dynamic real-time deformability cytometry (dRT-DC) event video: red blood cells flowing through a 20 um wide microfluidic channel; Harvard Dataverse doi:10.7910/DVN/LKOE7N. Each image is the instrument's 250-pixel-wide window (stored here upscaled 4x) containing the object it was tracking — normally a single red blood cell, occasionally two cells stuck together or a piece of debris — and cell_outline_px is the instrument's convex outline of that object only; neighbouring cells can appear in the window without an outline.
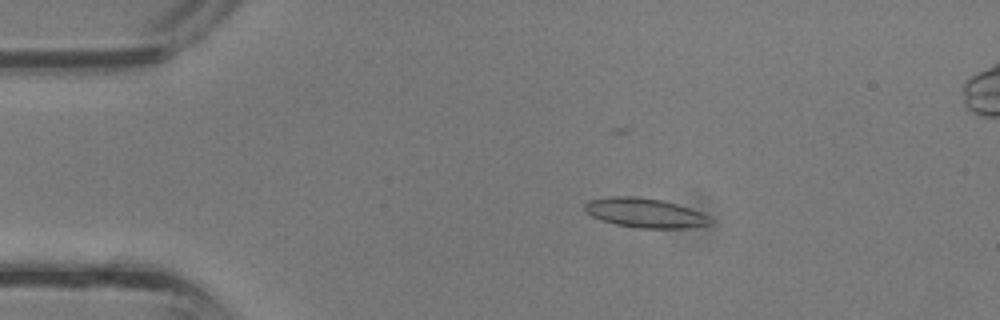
{"species": "common noctule bat (a hibernating species)", "species_latin": "Nyctalus noctula", "temperature_condition": "room temperature", "stored_images_in_passage": 38, "camera_frame_rate_fps": 3000, "um_per_image_px": 0.085, "animal": {"sex": "male", "body_mass_g": 13.3}, "frame": {"image": 1, "passage_image": 7, "time_ms": 2.0, "image_size_px": [1000, 320], "cell_outline_px": [[712, 224], [684, 228], [636, 228], [616, 224], [600, 220], [592, 216], [584, 208], [584, 204], [588, 200], [612, 196], [636, 196], [664, 200], [700, 212], [708, 216], [712, 220]], "centroid_in_image_um": [54.8, 18.09], "position_along_channel_um": 30.2, "area_um2": 21.5}}
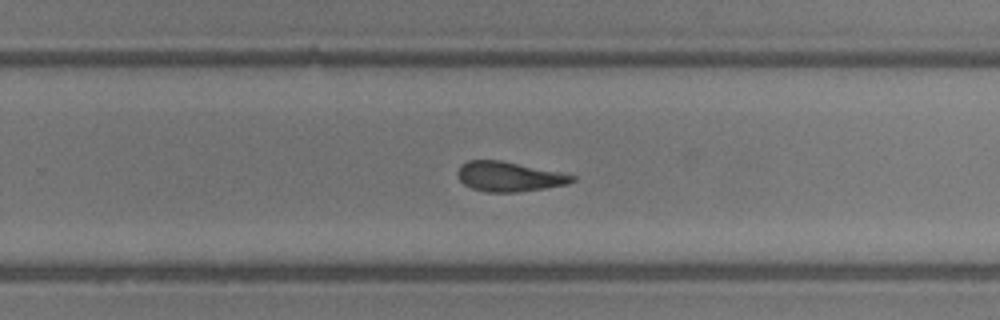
{"frame": {"image": 2, "passage_image": 24, "time_ms": 7.667, "image_size_px": [1000, 320], "cell_outline_px": [[576, 180], [568, 184], [544, 188], [516, 192], [488, 192], [472, 188], [464, 184], [456, 176], [456, 172], [460, 164], [468, 160], [500, 160], [560, 172], [576, 176]], "centroid_in_image_um": [43.24, 15.0], "position_along_channel_um": 286.6, "area_um2": 19.88}}
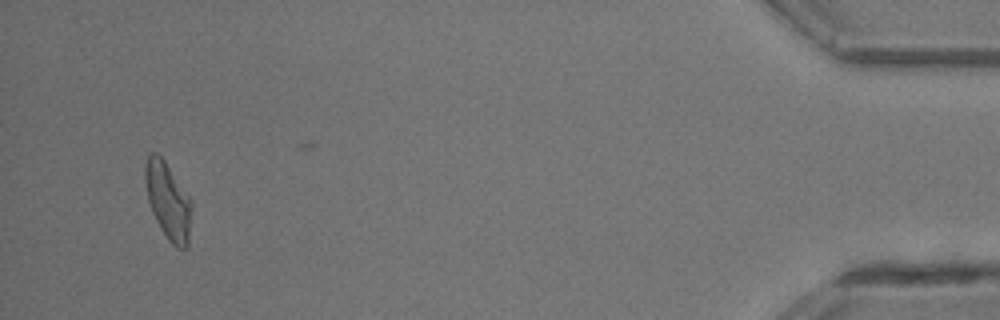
{"frame": {"image": 3, "passage_image": 36, "time_ms": 11.667, "image_size_px": [1000, 320], "cell_outline_px": [[192, 204], [188, 248], [176, 248], [168, 240], [160, 228], [152, 212], [148, 200], [144, 180], [144, 164], [148, 156], [152, 152], [156, 152], [164, 160], [192, 200]], "centroid_in_image_um": [14.28, 17.08], "position_along_channel_um": 420.9, "area_um2": 20.92}}